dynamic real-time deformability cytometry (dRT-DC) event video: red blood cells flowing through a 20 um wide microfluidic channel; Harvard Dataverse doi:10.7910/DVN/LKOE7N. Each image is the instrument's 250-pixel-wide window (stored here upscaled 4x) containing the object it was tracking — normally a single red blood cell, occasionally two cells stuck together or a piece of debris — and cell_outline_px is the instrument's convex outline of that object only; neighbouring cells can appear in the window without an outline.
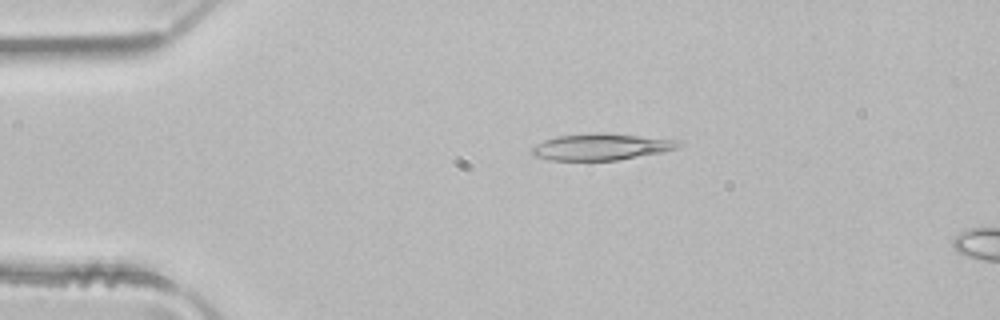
{"species": "common noctule bat (a hibernating species)", "species_latin": "Nyctalus noctula", "temperature_condition": "room temperature", "stored_images_in_passage": 2, "camera_frame_rate_fps": 3000, "um_per_image_px": 0.085, "animal": {"sex": "male", "body_mass_g": 21.5, "forearm_length_mm": 52.0}, "frame": {"image": 1, "passage_image": 1, "time_ms": 0.0, "image_size_px": [1000, 320], "cell_outline_px": [[684, 144], [676, 148], [664, 152], [616, 160], [548, 160], [536, 156], [532, 152], [532, 148], [536, 144], [544, 140], [556, 136], [592, 132], [604, 132], [676, 140]], "centroid_in_image_um": [51.1, 12.47], "position_along_channel_um": 33.9, "area_um2": 22.66}}